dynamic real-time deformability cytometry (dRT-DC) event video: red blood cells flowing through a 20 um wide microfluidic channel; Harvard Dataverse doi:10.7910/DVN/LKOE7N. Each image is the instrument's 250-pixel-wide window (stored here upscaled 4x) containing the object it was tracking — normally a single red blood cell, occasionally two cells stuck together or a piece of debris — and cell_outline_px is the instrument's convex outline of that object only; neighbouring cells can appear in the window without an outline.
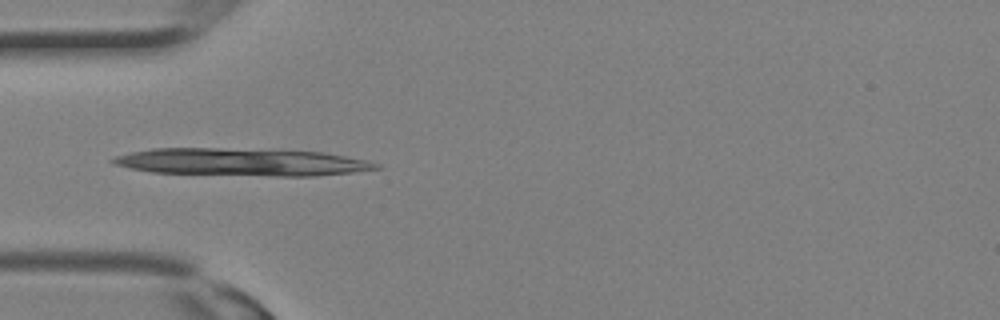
{"species": "Egyptian fruit bat (a non-hibernating species)", "species_latin": "Rousettus aegyptiacus", "temperature_condition": "room temperature", "stored_images_in_passage": 6, "camera_frame_rate_fps": 3000, "um_per_image_px": 0.085, "animal": {"sex": "female"}, "frame": {"image": 1, "passage_image": 6, "time_ms": 1.667, "image_size_px": [1000, 320], "cell_outline_px": [[384, 168], [352, 172], [312, 176], [276, 176], [152, 172], [112, 164], [108, 160], [112, 156], [152, 148], [216, 148], [324, 152], [364, 160], [380, 164]], "centroid_in_image_um": [20.5, 13.77], "position_along_channel_um": 64.5, "area_um2": 41.91}}